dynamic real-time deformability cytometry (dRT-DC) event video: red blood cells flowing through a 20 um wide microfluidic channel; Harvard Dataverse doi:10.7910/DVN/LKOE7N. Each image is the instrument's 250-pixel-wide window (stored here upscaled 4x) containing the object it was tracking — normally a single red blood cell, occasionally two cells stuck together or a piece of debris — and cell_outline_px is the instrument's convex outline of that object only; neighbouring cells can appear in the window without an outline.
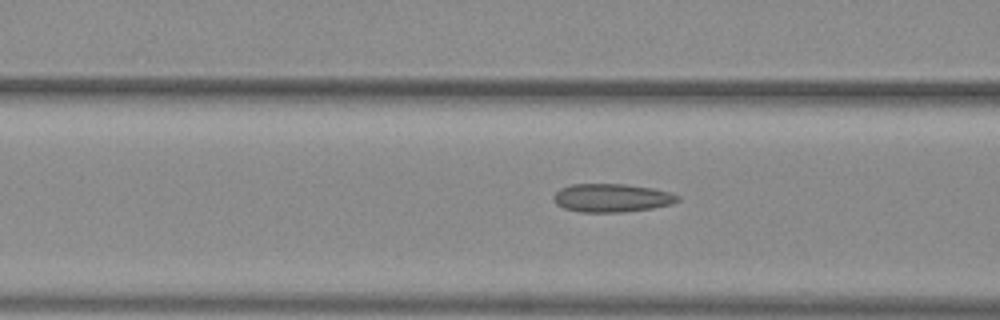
{"species": "common noctule bat (a hibernating species)", "species_latin": "Nyctalus noctula", "temperature_condition": "warm", "stored_images_in_passage": 16, "camera_frame_rate_fps": 3000, "um_per_image_px": 0.085, "animal": {"sex": "female", "body_mass_g": 29.2, "forearm_length_mm": 56.3}, "frame": {"image": 1, "passage_image": 10, "time_ms": 3.0, "image_size_px": [1000, 320], "cell_outline_px": [[680, 200], [672, 204], [652, 208], [624, 212], [580, 212], [564, 208], [556, 204], [552, 196], [560, 188], [572, 184], [624, 184], [652, 188], [672, 192], [680, 196]], "centroid_in_image_um": [52.01, 16.82], "position_along_channel_um": 114.6, "area_um2": 20.63}}
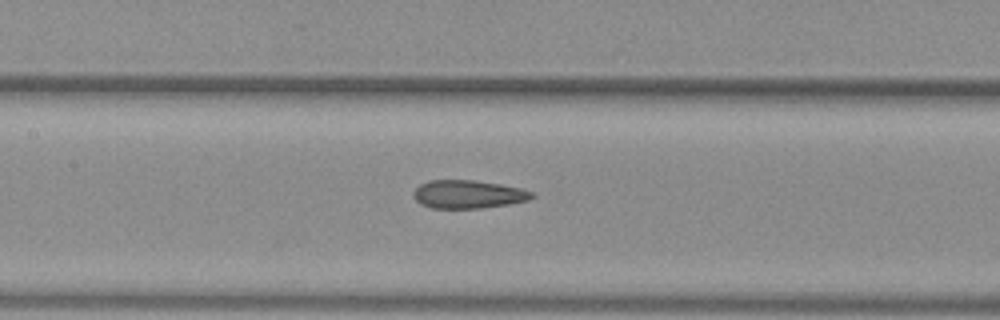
{"frame": {"image": 2, "passage_image": 14, "time_ms": 4.333, "image_size_px": [1000, 320], "cell_outline_px": [[536, 196], [528, 200], [508, 204], [480, 208], [432, 208], [420, 204], [412, 196], [412, 192], [420, 184], [428, 180], [472, 180], [500, 184], [520, 188], [532, 192]], "centroid_in_image_um": [39.76, 16.51], "position_along_channel_um": 167.6, "area_um2": 19.48}}